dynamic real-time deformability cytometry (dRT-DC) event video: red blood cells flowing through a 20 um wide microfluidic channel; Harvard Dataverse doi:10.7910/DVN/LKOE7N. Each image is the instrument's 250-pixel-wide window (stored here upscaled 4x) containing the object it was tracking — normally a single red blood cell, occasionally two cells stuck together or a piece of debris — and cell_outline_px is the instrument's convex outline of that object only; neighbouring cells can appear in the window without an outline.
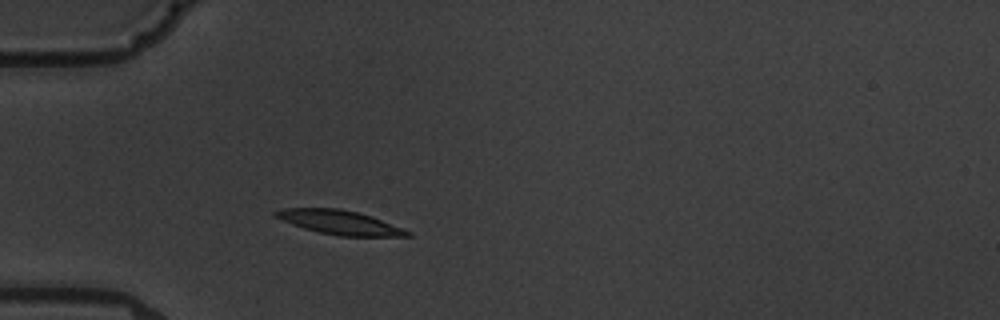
{"species": "common noctule bat (a hibernating species)", "species_latin": "Nyctalus noctula", "temperature_condition": "warm", "stored_images_in_passage": 2, "camera_frame_rate_fps": 3000, "um_per_image_px": 0.085, "animal": {"sex": "male", "body_mass_g": 19.5, "forearm_length_mm": 54.6}, "frame": {"image": 1, "passage_image": 2, "time_ms": 1.333, "image_size_px": [1000, 320], "cell_outline_px": [[412, 236], [340, 236], [320, 232], [304, 228], [292, 224], [276, 216], [272, 212], [284, 208], [340, 208], [372, 216], [412, 232]], "centroid_in_image_um": [28.9, 18.9], "position_along_channel_um": 56.1, "area_um2": 18.26}}